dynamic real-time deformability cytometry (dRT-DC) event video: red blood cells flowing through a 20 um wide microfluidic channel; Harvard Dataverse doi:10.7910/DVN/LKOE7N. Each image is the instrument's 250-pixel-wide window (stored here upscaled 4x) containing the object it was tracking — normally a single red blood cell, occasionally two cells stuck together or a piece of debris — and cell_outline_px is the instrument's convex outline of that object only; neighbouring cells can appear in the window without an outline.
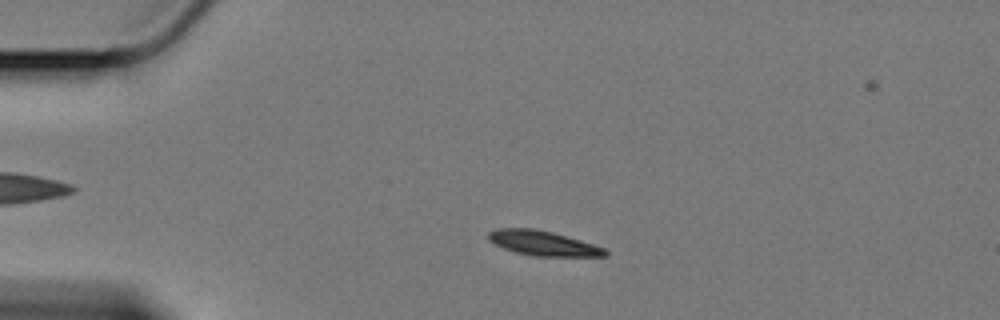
{"species": "Egyptian fruit bat (a non-hibernating species)", "species_latin": "Rousettus aegyptiacus", "temperature_condition": "cold", "stored_images_in_passage": 57, "camera_frame_rate_fps": 3000, "um_per_image_px": 0.085, "animal": {"sex": "female"}, "frame": {"image": 1, "passage_image": 10, "time_ms": 3.0, "image_size_px": [1000, 320], "cell_outline_px": [[608, 256], [536, 256], [516, 252], [504, 248], [488, 240], [488, 232], [496, 228], [532, 228], [552, 232], [580, 240], [604, 248], [608, 252]], "centroid_in_image_um": [46.14, 20.67], "position_along_channel_um": 38.9, "area_um2": 16.65}}
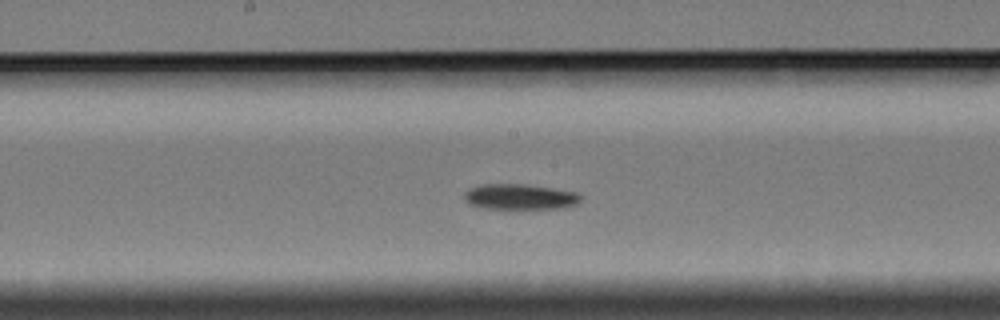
{"frame": {"image": 2, "passage_image": 28, "time_ms": 9.0, "image_size_px": [1000, 320], "cell_outline_px": [[580, 200], [576, 204], [564, 208], [488, 208], [468, 204], [464, 200], [464, 192], [480, 184], [524, 184], [580, 192]], "centroid_in_image_um": [44.2, 16.72], "position_along_channel_um": 204.0, "area_um2": 17.22}}
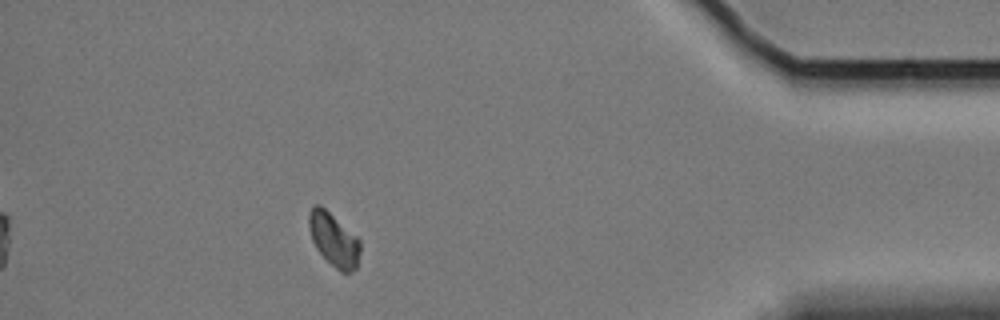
{"frame": {"image": 3, "passage_image": 50, "time_ms": 16.333, "image_size_px": [1000, 320], "cell_outline_px": [[360, 252], [356, 268], [352, 272], [340, 272], [316, 248], [312, 240], [308, 224], [308, 212], [312, 204], [320, 204], [356, 236], [360, 240]], "centroid_in_image_um": [28.35, 20.34], "position_along_channel_um": 406.8, "area_um2": 15.84}, "authors_computed_cell_mechanics": {"area_um2": 16.9354, "velocity_mm_per_s": 3.3541, "shape_relaxation_time_tau1_ms": 6.1823, "shape_relaxation_time_tau2_ms": null, "deformation_change_tau1": 0.1064, "deformation_change_tau2": null}}